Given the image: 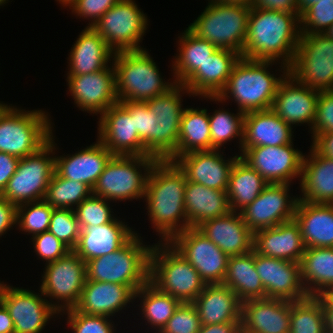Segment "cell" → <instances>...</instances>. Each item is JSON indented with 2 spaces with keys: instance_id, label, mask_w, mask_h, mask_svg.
<instances>
[{
  "instance_id": "obj_68",
  "label": "cell",
  "mask_w": 333,
  "mask_h": 333,
  "mask_svg": "<svg viewBox=\"0 0 333 333\" xmlns=\"http://www.w3.org/2000/svg\"><path fill=\"white\" fill-rule=\"evenodd\" d=\"M9 0H0V6H3L4 4L8 3Z\"/></svg>"
},
{
  "instance_id": "obj_27",
  "label": "cell",
  "mask_w": 333,
  "mask_h": 333,
  "mask_svg": "<svg viewBox=\"0 0 333 333\" xmlns=\"http://www.w3.org/2000/svg\"><path fill=\"white\" fill-rule=\"evenodd\" d=\"M306 247L295 220L254 233V250L263 256L300 263Z\"/></svg>"
},
{
  "instance_id": "obj_2",
  "label": "cell",
  "mask_w": 333,
  "mask_h": 333,
  "mask_svg": "<svg viewBox=\"0 0 333 333\" xmlns=\"http://www.w3.org/2000/svg\"><path fill=\"white\" fill-rule=\"evenodd\" d=\"M300 39L298 13L251 7L248 30L241 57L277 61L290 67Z\"/></svg>"
},
{
  "instance_id": "obj_69",
  "label": "cell",
  "mask_w": 333,
  "mask_h": 333,
  "mask_svg": "<svg viewBox=\"0 0 333 333\" xmlns=\"http://www.w3.org/2000/svg\"><path fill=\"white\" fill-rule=\"evenodd\" d=\"M9 105H0V112L4 109H6Z\"/></svg>"
},
{
  "instance_id": "obj_7",
  "label": "cell",
  "mask_w": 333,
  "mask_h": 333,
  "mask_svg": "<svg viewBox=\"0 0 333 333\" xmlns=\"http://www.w3.org/2000/svg\"><path fill=\"white\" fill-rule=\"evenodd\" d=\"M204 11L188 26L202 40L242 55L251 7L208 0Z\"/></svg>"
},
{
  "instance_id": "obj_50",
  "label": "cell",
  "mask_w": 333,
  "mask_h": 333,
  "mask_svg": "<svg viewBox=\"0 0 333 333\" xmlns=\"http://www.w3.org/2000/svg\"><path fill=\"white\" fill-rule=\"evenodd\" d=\"M333 24V0L318 1L300 16V34L324 33Z\"/></svg>"
},
{
  "instance_id": "obj_52",
  "label": "cell",
  "mask_w": 333,
  "mask_h": 333,
  "mask_svg": "<svg viewBox=\"0 0 333 333\" xmlns=\"http://www.w3.org/2000/svg\"><path fill=\"white\" fill-rule=\"evenodd\" d=\"M201 320L193 303H181L160 333H198Z\"/></svg>"
},
{
  "instance_id": "obj_17",
  "label": "cell",
  "mask_w": 333,
  "mask_h": 333,
  "mask_svg": "<svg viewBox=\"0 0 333 333\" xmlns=\"http://www.w3.org/2000/svg\"><path fill=\"white\" fill-rule=\"evenodd\" d=\"M290 185L268 183L258 197L240 211L253 233L294 220L299 197L290 196Z\"/></svg>"
},
{
  "instance_id": "obj_33",
  "label": "cell",
  "mask_w": 333,
  "mask_h": 333,
  "mask_svg": "<svg viewBox=\"0 0 333 333\" xmlns=\"http://www.w3.org/2000/svg\"><path fill=\"white\" fill-rule=\"evenodd\" d=\"M292 126L271 109L244 114L241 147L281 146L293 142Z\"/></svg>"
},
{
  "instance_id": "obj_13",
  "label": "cell",
  "mask_w": 333,
  "mask_h": 333,
  "mask_svg": "<svg viewBox=\"0 0 333 333\" xmlns=\"http://www.w3.org/2000/svg\"><path fill=\"white\" fill-rule=\"evenodd\" d=\"M93 28L114 52L145 49L139 45L148 28V18L134 0H119Z\"/></svg>"
},
{
  "instance_id": "obj_49",
  "label": "cell",
  "mask_w": 333,
  "mask_h": 333,
  "mask_svg": "<svg viewBox=\"0 0 333 333\" xmlns=\"http://www.w3.org/2000/svg\"><path fill=\"white\" fill-rule=\"evenodd\" d=\"M48 231L70 250H73L81 232L75 211L73 209L54 208Z\"/></svg>"
},
{
  "instance_id": "obj_21",
  "label": "cell",
  "mask_w": 333,
  "mask_h": 333,
  "mask_svg": "<svg viewBox=\"0 0 333 333\" xmlns=\"http://www.w3.org/2000/svg\"><path fill=\"white\" fill-rule=\"evenodd\" d=\"M255 269L266 292V298L298 301L307 298L301 279V263L272 258L255 251Z\"/></svg>"
},
{
  "instance_id": "obj_56",
  "label": "cell",
  "mask_w": 333,
  "mask_h": 333,
  "mask_svg": "<svg viewBox=\"0 0 333 333\" xmlns=\"http://www.w3.org/2000/svg\"><path fill=\"white\" fill-rule=\"evenodd\" d=\"M17 205L10 203L0 196V237L11 230L13 226L17 228Z\"/></svg>"
},
{
  "instance_id": "obj_62",
  "label": "cell",
  "mask_w": 333,
  "mask_h": 333,
  "mask_svg": "<svg viewBox=\"0 0 333 333\" xmlns=\"http://www.w3.org/2000/svg\"><path fill=\"white\" fill-rule=\"evenodd\" d=\"M0 333H14V322L3 304L0 305Z\"/></svg>"
},
{
  "instance_id": "obj_45",
  "label": "cell",
  "mask_w": 333,
  "mask_h": 333,
  "mask_svg": "<svg viewBox=\"0 0 333 333\" xmlns=\"http://www.w3.org/2000/svg\"><path fill=\"white\" fill-rule=\"evenodd\" d=\"M209 115L211 150H220L223 144L239 138V150L243 141V120L244 113L238 111L234 114L223 108L215 110Z\"/></svg>"
},
{
  "instance_id": "obj_8",
  "label": "cell",
  "mask_w": 333,
  "mask_h": 333,
  "mask_svg": "<svg viewBox=\"0 0 333 333\" xmlns=\"http://www.w3.org/2000/svg\"><path fill=\"white\" fill-rule=\"evenodd\" d=\"M49 118L43 110L25 111L9 105L0 112V152L19 159L37 152L52 134Z\"/></svg>"
},
{
  "instance_id": "obj_23",
  "label": "cell",
  "mask_w": 333,
  "mask_h": 333,
  "mask_svg": "<svg viewBox=\"0 0 333 333\" xmlns=\"http://www.w3.org/2000/svg\"><path fill=\"white\" fill-rule=\"evenodd\" d=\"M223 153L221 150L194 151L179 156L174 162L187 181L227 191L231 168L240 155L225 160Z\"/></svg>"
},
{
  "instance_id": "obj_37",
  "label": "cell",
  "mask_w": 333,
  "mask_h": 333,
  "mask_svg": "<svg viewBox=\"0 0 333 333\" xmlns=\"http://www.w3.org/2000/svg\"><path fill=\"white\" fill-rule=\"evenodd\" d=\"M300 263L302 283L309 296L333 292V247L306 248Z\"/></svg>"
},
{
  "instance_id": "obj_9",
  "label": "cell",
  "mask_w": 333,
  "mask_h": 333,
  "mask_svg": "<svg viewBox=\"0 0 333 333\" xmlns=\"http://www.w3.org/2000/svg\"><path fill=\"white\" fill-rule=\"evenodd\" d=\"M155 161L152 156L113 155L92 188V194L113 202L143 200L147 177Z\"/></svg>"
},
{
  "instance_id": "obj_60",
  "label": "cell",
  "mask_w": 333,
  "mask_h": 333,
  "mask_svg": "<svg viewBox=\"0 0 333 333\" xmlns=\"http://www.w3.org/2000/svg\"><path fill=\"white\" fill-rule=\"evenodd\" d=\"M198 333H241V321L201 325Z\"/></svg>"
},
{
  "instance_id": "obj_26",
  "label": "cell",
  "mask_w": 333,
  "mask_h": 333,
  "mask_svg": "<svg viewBox=\"0 0 333 333\" xmlns=\"http://www.w3.org/2000/svg\"><path fill=\"white\" fill-rule=\"evenodd\" d=\"M134 300L135 291L130 286L86 279L81 298L75 309L87 315H102L111 318L115 317V313L126 309L130 302H135Z\"/></svg>"
},
{
  "instance_id": "obj_47",
  "label": "cell",
  "mask_w": 333,
  "mask_h": 333,
  "mask_svg": "<svg viewBox=\"0 0 333 333\" xmlns=\"http://www.w3.org/2000/svg\"><path fill=\"white\" fill-rule=\"evenodd\" d=\"M135 118V131L143 142L146 152L156 159V115L146 102H120Z\"/></svg>"
},
{
  "instance_id": "obj_55",
  "label": "cell",
  "mask_w": 333,
  "mask_h": 333,
  "mask_svg": "<svg viewBox=\"0 0 333 333\" xmlns=\"http://www.w3.org/2000/svg\"><path fill=\"white\" fill-rule=\"evenodd\" d=\"M119 0H73L67 7L79 18L90 20L88 27L95 23Z\"/></svg>"
},
{
  "instance_id": "obj_14",
  "label": "cell",
  "mask_w": 333,
  "mask_h": 333,
  "mask_svg": "<svg viewBox=\"0 0 333 333\" xmlns=\"http://www.w3.org/2000/svg\"><path fill=\"white\" fill-rule=\"evenodd\" d=\"M169 243L197 270L206 284H222L229 257L196 228L185 229Z\"/></svg>"
},
{
  "instance_id": "obj_16",
  "label": "cell",
  "mask_w": 333,
  "mask_h": 333,
  "mask_svg": "<svg viewBox=\"0 0 333 333\" xmlns=\"http://www.w3.org/2000/svg\"><path fill=\"white\" fill-rule=\"evenodd\" d=\"M240 157L268 183L291 184L301 178L304 154L291 144L241 147Z\"/></svg>"
},
{
  "instance_id": "obj_40",
  "label": "cell",
  "mask_w": 333,
  "mask_h": 333,
  "mask_svg": "<svg viewBox=\"0 0 333 333\" xmlns=\"http://www.w3.org/2000/svg\"><path fill=\"white\" fill-rule=\"evenodd\" d=\"M180 36L179 53L174 56L171 71L175 82L183 84L218 48L213 43L198 38L188 28Z\"/></svg>"
},
{
  "instance_id": "obj_63",
  "label": "cell",
  "mask_w": 333,
  "mask_h": 333,
  "mask_svg": "<svg viewBox=\"0 0 333 333\" xmlns=\"http://www.w3.org/2000/svg\"><path fill=\"white\" fill-rule=\"evenodd\" d=\"M325 0H297L298 14L301 16L311 5Z\"/></svg>"
},
{
  "instance_id": "obj_64",
  "label": "cell",
  "mask_w": 333,
  "mask_h": 333,
  "mask_svg": "<svg viewBox=\"0 0 333 333\" xmlns=\"http://www.w3.org/2000/svg\"><path fill=\"white\" fill-rule=\"evenodd\" d=\"M221 3L226 4H234V5H242V6H248L251 7L253 0H216Z\"/></svg>"
},
{
  "instance_id": "obj_48",
  "label": "cell",
  "mask_w": 333,
  "mask_h": 333,
  "mask_svg": "<svg viewBox=\"0 0 333 333\" xmlns=\"http://www.w3.org/2000/svg\"><path fill=\"white\" fill-rule=\"evenodd\" d=\"M111 210L113 209L110 207V201L93 194L74 209L81 230L113 222L117 217L113 215L114 212Z\"/></svg>"
},
{
  "instance_id": "obj_43",
  "label": "cell",
  "mask_w": 333,
  "mask_h": 333,
  "mask_svg": "<svg viewBox=\"0 0 333 333\" xmlns=\"http://www.w3.org/2000/svg\"><path fill=\"white\" fill-rule=\"evenodd\" d=\"M91 194L92 189L85 183L60 177L54 172L44 200L53 208L74 210Z\"/></svg>"
},
{
  "instance_id": "obj_46",
  "label": "cell",
  "mask_w": 333,
  "mask_h": 333,
  "mask_svg": "<svg viewBox=\"0 0 333 333\" xmlns=\"http://www.w3.org/2000/svg\"><path fill=\"white\" fill-rule=\"evenodd\" d=\"M53 210L45 200L18 205L17 229L32 237L48 231Z\"/></svg>"
},
{
  "instance_id": "obj_10",
  "label": "cell",
  "mask_w": 333,
  "mask_h": 333,
  "mask_svg": "<svg viewBox=\"0 0 333 333\" xmlns=\"http://www.w3.org/2000/svg\"><path fill=\"white\" fill-rule=\"evenodd\" d=\"M53 135L52 132L49 141L37 152L19 160L16 172L0 194L2 198L17 206L44 200L47 187L55 172L54 155L57 143Z\"/></svg>"
},
{
  "instance_id": "obj_30",
  "label": "cell",
  "mask_w": 333,
  "mask_h": 333,
  "mask_svg": "<svg viewBox=\"0 0 333 333\" xmlns=\"http://www.w3.org/2000/svg\"><path fill=\"white\" fill-rule=\"evenodd\" d=\"M241 56L228 49H217L183 83L192 96H218L226 87L229 76Z\"/></svg>"
},
{
  "instance_id": "obj_4",
  "label": "cell",
  "mask_w": 333,
  "mask_h": 333,
  "mask_svg": "<svg viewBox=\"0 0 333 333\" xmlns=\"http://www.w3.org/2000/svg\"><path fill=\"white\" fill-rule=\"evenodd\" d=\"M112 64L118 102H146L176 84L175 80L162 79L158 66L145 49L115 52Z\"/></svg>"
},
{
  "instance_id": "obj_15",
  "label": "cell",
  "mask_w": 333,
  "mask_h": 333,
  "mask_svg": "<svg viewBox=\"0 0 333 333\" xmlns=\"http://www.w3.org/2000/svg\"><path fill=\"white\" fill-rule=\"evenodd\" d=\"M191 92L183 85L176 83L164 94L146 101L149 109L156 115V160L177 159V143L183 107L182 95ZM182 94V95H181ZM182 103V104H181Z\"/></svg>"
},
{
  "instance_id": "obj_18",
  "label": "cell",
  "mask_w": 333,
  "mask_h": 333,
  "mask_svg": "<svg viewBox=\"0 0 333 333\" xmlns=\"http://www.w3.org/2000/svg\"><path fill=\"white\" fill-rule=\"evenodd\" d=\"M39 292L6 286L2 304L14 322V333H42L50 318L60 315Z\"/></svg>"
},
{
  "instance_id": "obj_29",
  "label": "cell",
  "mask_w": 333,
  "mask_h": 333,
  "mask_svg": "<svg viewBox=\"0 0 333 333\" xmlns=\"http://www.w3.org/2000/svg\"><path fill=\"white\" fill-rule=\"evenodd\" d=\"M136 232L116 218L100 226L81 230L73 251L85 262L119 250Z\"/></svg>"
},
{
  "instance_id": "obj_31",
  "label": "cell",
  "mask_w": 333,
  "mask_h": 333,
  "mask_svg": "<svg viewBox=\"0 0 333 333\" xmlns=\"http://www.w3.org/2000/svg\"><path fill=\"white\" fill-rule=\"evenodd\" d=\"M299 200L333 204V159L320 154L312 145L304 155Z\"/></svg>"
},
{
  "instance_id": "obj_36",
  "label": "cell",
  "mask_w": 333,
  "mask_h": 333,
  "mask_svg": "<svg viewBox=\"0 0 333 333\" xmlns=\"http://www.w3.org/2000/svg\"><path fill=\"white\" fill-rule=\"evenodd\" d=\"M184 196L187 221L192 228H196L206 220L222 217L232 211L225 190L187 181Z\"/></svg>"
},
{
  "instance_id": "obj_38",
  "label": "cell",
  "mask_w": 333,
  "mask_h": 333,
  "mask_svg": "<svg viewBox=\"0 0 333 333\" xmlns=\"http://www.w3.org/2000/svg\"><path fill=\"white\" fill-rule=\"evenodd\" d=\"M222 284L233 290L242 303L251 299L266 298L264 286L255 269V250L228 258Z\"/></svg>"
},
{
  "instance_id": "obj_6",
  "label": "cell",
  "mask_w": 333,
  "mask_h": 333,
  "mask_svg": "<svg viewBox=\"0 0 333 333\" xmlns=\"http://www.w3.org/2000/svg\"><path fill=\"white\" fill-rule=\"evenodd\" d=\"M149 281L181 303H192L206 283L197 270L169 243L158 241L150 251Z\"/></svg>"
},
{
  "instance_id": "obj_53",
  "label": "cell",
  "mask_w": 333,
  "mask_h": 333,
  "mask_svg": "<svg viewBox=\"0 0 333 333\" xmlns=\"http://www.w3.org/2000/svg\"><path fill=\"white\" fill-rule=\"evenodd\" d=\"M31 239L37 257L41 258L42 261L44 260L45 264L54 262L71 251L49 231L37 234Z\"/></svg>"
},
{
  "instance_id": "obj_22",
  "label": "cell",
  "mask_w": 333,
  "mask_h": 333,
  "mask_svg": "<svg viewBox=\"0 0 333 333\" xmlns=\"http://www.w3.org/2000/svg\"><path fill=\"white\" fill-rule=\"evenodd\" d=\"M319 91L297 82L290 74L279 84L271 110L292 127L315 120Z\"/></svg>"
},
{
  "instance_id": "obj_11",
  "label": "cell",
  "mask_w": 333,
  "mask_h": 333,
  "mask_svg": "<svg viewBox=\"0 0 333 333\" xmlns=\"http://www.w3.org/2000/svg\"><path fill=\"white\" fill-rule=\"evenodd\" d=\"M289 74L314 90H333V39L324 33L300 34Z\"/></svg>"
},
{
  "instance_id": "obj_12",
  "label": "cell",
  "mask_w": 333,
  "mask_h": 333,
  "mask_svg": "<svg viewBox=\"0 0 333 333\" xmlns=\"http://www.w3.org/2000/svg\"><path fill=\"white\" fill-rule=\"evenodd\" d=\"M45 266L40 291L64 317L63 311L75 308L79 303L87 279L86 262L71 250Z\"/></svg>"
},
{
  "instance_id": "obj_35",
  "label": "cell",
  "mask_w": 333,
  "mask_h": 333,
  "mask_svg": "<svg viewBox=\"0 0 333 333\" xmlns=\"http://www.w3.org/2000/svg\"><path fill=\"white\" fill-rule=\"evenodd\" d=\"M294 220L306 248L333 247V204L298 200Z\"/></svg>"
},
{
  "instance_id": "obj_19",
  "label": "cell",
  "mask_w": 333,
  "mask_h": 333,
  "mask_svg": "<svg viewBox=\"0 0 333 333\" xmlns=\"http://www.w3.org/2000/svg\"><path fill=\"white\" fill-rule=\"evenodd\" d=\"M69 94L76 107L90 114L101 115L118 103L115 69L113 64L105 69L76 76H67Z\"/></svg>"
},
{
  "instance_id": "obj_5",
  "label": "cell",
  "mask_w": 333,
  "mask_h": 333,
  "mask_svg": "<svg viewBox=\"0 0 333 333\" xmlns=\"http://www.w3.org/2000/svg\"><path fill=\"white\" fill-rule=\"evenodd\" d=\"M136 233L119 250L86 262L87 280L130 286L135 292L149 281L152 246Z\"/></svg>"
},
{
  "instance_id": "obj_44",
  "label": "cell",
  "mask_w": 333,
  "mask_h": 333,
  "mask_svg": "<svg viewBox=\"0 0 333 333\" xmlns=\"http://www.w3.org/2000/svg\"><path fill=\"white\" fill-rule=\"evenodd\" d=\"M289 324L290 333H326L320 296L293 301Z\"/></svg>"
},
{
  "instance_id": "obj_20",
  "label": "cell",
  "mask_w": 333,
  "mask_h": 333,
  "mask_svg": "<svg viewBox=\"0 0 333 333\" xmlns=\"http://www.w3.org/2000/svg\"><path fill=\"white\" fill-rule=\"evenodd\" d=\"M98 120V140L113 155L150 156L135 131V118L120 102L102 113Z\"/></svg>"
},
{
  "instance_id": "obj_42",
  "label": "cell",
  "mask_w": 333,
  "mask_h": 333,
  "mask_svg": "<svg viewBox=\"0 0 333 333\" xmlns=\"http://www.w3.org/2000/svg\"><path fill=\"white\" fill-rule=\"evenodd\" d=\"M139 298V299H138ZM135 299L140 300L139 309L145 323L150 324L155 330L153 333H160L170 317L181 302L170 294L161 292L150 281L135 292Z\"/></svg>"
},
{
  "instance_id": "obj_61",
  "label": "cell",
  "mask_w": 333,
  "mask_h": 333,
  "mask_svg": "<svg viewBox=\"0 0 333 333\" xmlns=\"http://www.w3.org/2000/svg\"><path fill=\"white\" fill-rule=\"evenodd\" d=\"M320 303L324 313L325 332L333 333V298L330 295H320Z\"/></svg>"
},
{
  "instance_id": "obj_28",
  "label": "cell",
  "mask_w": 333,
  "mask_h": 333,
  "mask_svg": "<svg viewBox=\"0 0 333 333\" xmlns=\"http://www.w3.org/2000/svg\"><path fill=\"white\" fill-rule=\"evenodd\" d=\"M74 154L55 156V172L63 178L85 183L91 189L113 154L98 140Z\"/></svg>"
},
{
  "instance_id": "obj_67",
  "label": "cell",
  "mask_w": 333,
  "mask_h": 333,
  "mask_svg": "<svg viewBox=\"0 0 333 333\" xmlns=\"http://www.w3.org/2000/svg\"><path fill=\"white\" fill-rule=\"evenodd\" d=\"M57 2H59V4H61L63 7L66 8V6L73 0H56Z\"/></svg>"
},
{
  "instance_id": "obj_24",
  "label": "cell",
  "mask_w": 333,
  "mask_h": 333,
  "mask_svg": "<svg viewBox=\"0 0 333 333\" xmlns=\"http://www.w3.org/2000/svg\"><path fill=\"white\" fill-rule=\"evenodd\" d=\"M291 304L274 298L243 302L241 333H290Z\"/></svg>"
},
{
  "instance_id": "obj_25",
  "label": "cell",
  "mask_w": 333,
  "mask_h": 333,
  "mask_svg": "<svg viewBox=\"0 0 333 333\" xmlns=\"http://www.w3.org/2000/svg\"><path fill=\"white\" fill-rule=\"evenodd\" d=\"M196 229L217 245L228 257L254 250V233L244 223L240 212L206 220Z\"/></svg>"
},
{
  "instance_id": "obj_34",
  "label": "cell",
  "mask_w": 333,
  "mask_h": 333,
  "mask_svg": "<svg viewBox=\"0 0 333 333\" xmlns=\"http://www.w3.org/2000/svg\"><path fill=\"white\" fill-rule=\"evenodd\" d=\"M192 303L198 311L201 325L241 321L242 302L224 284H206Z\"/></svg>"
},
{
  "instance_id": "obj_54",
  "label": "cell",
  "mask_w": 333,
  "mask_h": 333,
  "mask_svg": "<svg viewBox=\"0 0 333 333\" xmlns=\"http://www.w3.org/2000/svg\"><path fill=\"white\" fill-rule=\"evenodd\" d=\"M328 132H333V90L319 91L311 138Z\"/></svg>"
},
{
  "instance_id": "obj_65",
  "label": "cell",
  "mask_w": 333,
  "mask_h": 333,
  "mask_svg": "<svg viewBox=\"0 0 333 333\" xmlns=\"http://www.w3.org/2000/svg\"><path fill=\"white\" fill-rule=\"evenodd\" d=\"M7 285L8 284L4 283L3 281L2 282L0 281V305L2 304L4 291H5Z\"/></svg>"
},
{
  "instance_id": "obj_39",
  "label": "cell",
  "mask_w": 333,
  "mask_h": 333,
  "mask_svg": "<svg viewBox=\"0 0 333 333\" xmlns=\"http://www.w3.org/2000/svg\"><path fill=\"white\" fill-rule=\"evenodd\" d=\"M267 185L268 182L239 156L231 168L226 191L231 210L240 212L252 203Z\"/></svg>"
},
{
  "instance_id": "obj_59",
  "label": "cell",
  "mask_w": 333,
  "mask_h": 333,
  "mask_svg": "<svg viewBox=\"0 0 333 333\" xmlns=\"http://www.w3.org/2000/svg\"><path fill=\"white\" fill-rule=\"evenodd\" d=\"M312 140V146L323 156L333 159V132L318 134Z\"/></svg>"
},
{
  "instance_id": "obj_70",
  "label": "cell",
  "mask_w": 333,
  "mask_h": 333,
  "mask_svg": "<svg viewBox=\"0 0 333 333\" xmlns=\"http://www.w3.org/2000/svg\"><path fill=\"white\" fill-rule=\"evenodd\" d=\"M0 105H8V104H6V103H3L2 101L0 102Z\"/></svg>"
},
{
  "instance_id": "obj_57",
  "label": "cell",
  "mask_w": 333,
  "mask_h": 333,
  "mask_svg": "<svg viewBox=\"0 0 333 333\" xmlns=\"http://www.w3.org/2000/svg\"><path fill=\"white\" fill-rule=\"evenodd\" d=\"M251 7L264 10L298 13L297 0H253Z\"/></svg>"
},
{
  "instance_id": "obj_3",
  "label": "cell",
  "mask_w": 333,
  "mask_h": 333,
  "mask_svg": "<svg viewBox=\"0 0 333 333\" xmlns=\"http://www.w3.org/2000/svg\"><path fill=\"white\" fill-rule=\"evenodd\" d=\"M275 61L252 60L241 57L234 65L226 87L218 96H203L210 101L223 103L232 98L238 111L245 113L272 108L279 84L289 74V67L282 66L280 77L271 74L269 67Z\"/></svg>"
},
{
  "instance_id": "obj_66",
  "label": "cell",
  "mask_w": 333,
  "mask_h": 333,
  "mask_svg": "<svg viewBox=\"0 0 333 333\" xmlns=\"http://www.w3.org/2000/svg\"><path fill=\"white\" fill-rule=\"evenodd\" d=\"M330 39H333V24L324 32Z\"/></svg>"
},
{
  "instance_id": "obj_58",
  "label": "cell",
  "mask_w": 333,
  "mask_h": 333,
  "mask_svg": "<svg viewBox=\"0 0 333 333\" xmlns=\"http://www.w3.org/2000/svg\"><path fill=\"white\" fill-rule=\"evenodd\" d=\"M19 158L0 152V194L6 188L9 179L16 172Z\"/></svg>"
},
{
  "instance_id": "obj_32",
  "label": "cell",
  "mask_w": 333,
  "mask_h": 333,
  "mask_svg": "<svg viewBox=\"0 0 333 333\" xmlns=\"http://www.w3.org/2000/svg\"><path fill=\"white\" fill-rule=\"evenodd\" d=\"M67 76L84 75L105 69L112 63L114 51L93 28L86 26L72 45Z\"/></svg>"
},
{
  "instance_id": "obj_41",
  "label": "cell",
  "mask_w": 333,
  "mask_h": 333,
  "mask_svg": "<svg viewBox=\"0 0 333 333\" xmlns=\"http://www.w3.org/2000/svg\"><path fill=\"white\" fill-rule=\"evenodd\" d=\"M207 109L185 108L179 128L177 158L194 151L211 150L210 123Z\"/></svg>"
},
{
  "instance_id": "obj_1",
  "label": "cell",
  "mask_w": 333,
  "mask_h": 333,
  "mask_svg": "<svg viewBox=\"0 0 333 333\" xmlns=\"http://www.w3.org/2000/svg\"><path fill=\"white\" fill-rule=\"evenodd\" d=\"M186 182L185 174L173 161L156 160L150 169L144 200L161 242H169L190 228L184 204Z\"/></svg>"
},
{
  "instance_id": "obj_51",
  "label": "cell",
  "mask_w": 333,
  "mask_h": 333,
  "mask_svg": "<svg viewBox=\"0 0 333 333\" xmlns=\"http://www.w3.org/2000/svg\"><path fill=\"white\" fill-rule=\"evenodd\" d=\"M67 315L66 323L72 333H115L116 328L110 317L102 315H87L75 308L62 312ZM112 321V322H111ZM113 323V324H112ZM115 330V331H114Z\"/></svg>"
}]
</instances>
